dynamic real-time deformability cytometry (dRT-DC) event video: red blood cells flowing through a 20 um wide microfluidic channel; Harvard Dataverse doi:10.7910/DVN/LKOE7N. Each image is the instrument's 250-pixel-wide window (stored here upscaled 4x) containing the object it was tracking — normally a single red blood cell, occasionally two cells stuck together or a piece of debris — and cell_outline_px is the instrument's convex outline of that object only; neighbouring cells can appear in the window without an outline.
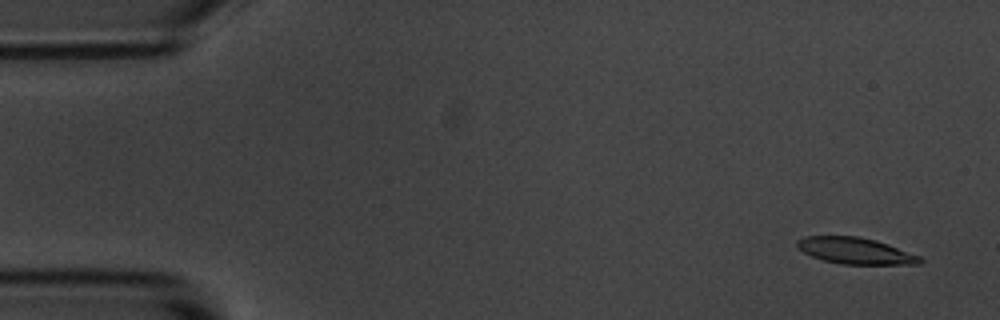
{"species": "common noctule bat (a hibernating species)", "species_latin": "Nyctalus noctula", "temperature_condition": "room temperature", "stored_images_in_passage": 8, "camera_frame_rate_fps": 3000, "um_per_image_px": 0.085, "animal": {"sex": "male", "body_mass_g": 20.1, "forearm_length_mm": 53.5}, "frame": {"image": 1, "passage_image": 1, "time_ms": 0.0, "image_size_px": [1000, 320], "cell_outline_px": [[924, 260], [920, 264], [840, 264], [824, 260], [812, 256], [796, 248], [796, 240], [804, 236], [856, 236], [876, 240], [888, 244], [920, 256]], "centroid_in_image_um": [72.69, 21.31], "position_along_channel_um": 12.3, "area_um2": 18.9}}
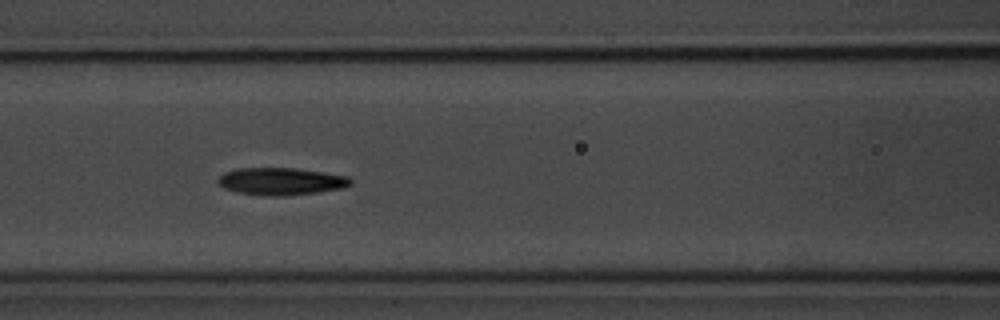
{"frame": {"image": 2, "passage_image": 7, "time_ms": 6.667, "image_size_px": [1000, 320], "cell_outline_px": [[352, 184], [340, 188], [320, 192], [284, 196], [264, 196], [240, 192], [224, 188], [216, 184], [216, 180], [224, 172], [236, 168], [296, 168], [324, 172], [348, 176], [352, 180]], "centroid_in_image_um": [23.87, 15.41], "position_along_channel_um": 142.7, "area_um2": 21.27}}
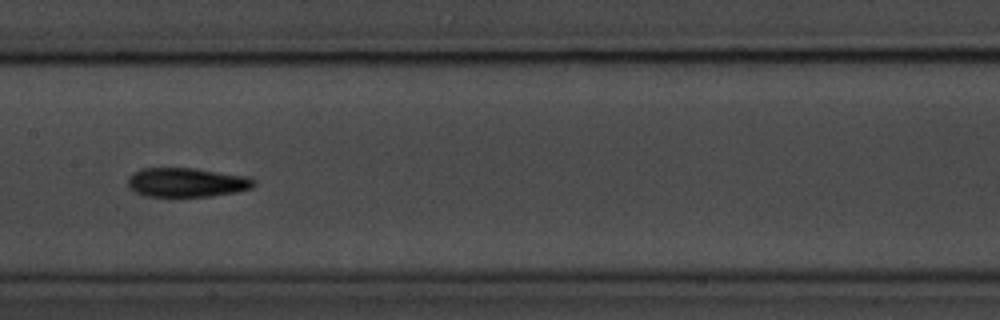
{"frame": {"image": 3, "passage_image": 8, "time_ms": 8.0, "image_size_px": [1000, 320], "cell_outline_px": [[256, 184], [252, 188], [236, 192], [212, 196], [144, 196], [128, 188], [128, 176], [132, 172], [140, 168], [196, 168], [248, 176], [256, 180]], "centroid_in_image_um": [15.87, 15.49], "position_along_channel_um": 191.5, "area_um2": 21.73}}